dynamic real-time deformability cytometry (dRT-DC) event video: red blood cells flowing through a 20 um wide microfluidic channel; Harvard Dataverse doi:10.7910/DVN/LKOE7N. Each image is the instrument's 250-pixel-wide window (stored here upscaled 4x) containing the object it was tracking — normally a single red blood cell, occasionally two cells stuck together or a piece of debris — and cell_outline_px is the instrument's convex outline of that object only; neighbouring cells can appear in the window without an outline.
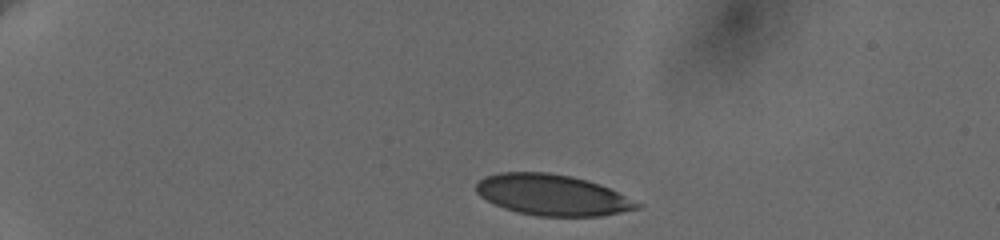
{"species": "human", "species_latin": "Homo sapiens", "temperature_condition": "cold", "stored_images_in_passage": 7, "camera_frame_rate_fps": 3000, "um_per_image_px": 0.085, "donor": {"sex": "female"}, "frame": {"image": 1, "passage_image": 1, "time_ms": 0.0, "image_size_px": [1000, 240], "cell_outline_px": [[644, 204], [640, 208], [600, 216], [536, 216], [504, 208], [480, 196], [476, 192], [476, 184], [484, 176], [500, 172], [548, 172], [572, 176], [588, 180], [600, 184]], "centroid_in_image_um": [46.97, 16.56], "position_along_channel_um": 38.0, "area_um2": 38.38}}
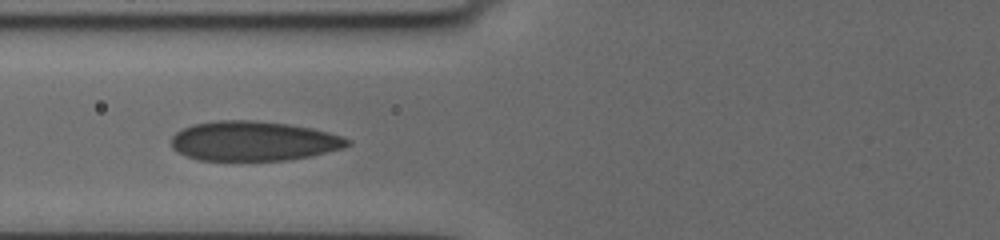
{"frame": {"image": 2, "passage_image": 5, "time_ms": 4.0, "image_size_px": [1000, 240], "cell_outline_px": [[352, 144], [344, 148], [308, 156], [288, 160], [196, 160], [172, 148], [172, 136], [176, 132], [192, 124], [212, 120], [256, 120], [288, 124], [312, 128], [328, 132], [352, 140]], "centroid_in_image_um": [21.56, 11.98], "position_along_channel_um": 104.2, "area_um2": 40.75}}
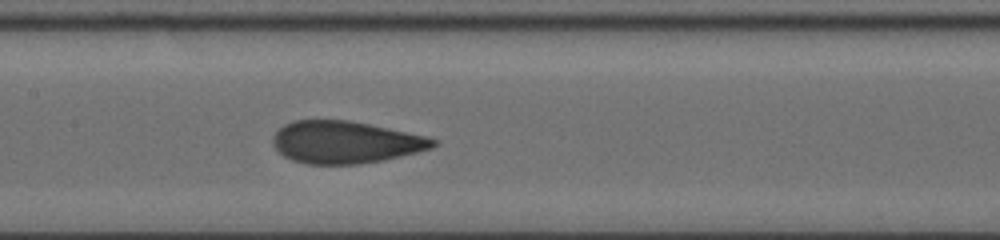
{"frame": {"image": 3, "passage_image": 7, "time_ms": 6.0, "image_size_px": [1000, 240], "cell_outline_px": [[440, 140], [432, 148], [384, 160], [360, 164], [308, 164], [292, 160], [284, 156], [272, 144], [272, 136], [284, 124], [292, 120], [348, 120], [428, 136]], "centroid_in_image_um": [29.36, 12.09], "position_along_channel_um": 178.0, "area_um2": 39.48}}